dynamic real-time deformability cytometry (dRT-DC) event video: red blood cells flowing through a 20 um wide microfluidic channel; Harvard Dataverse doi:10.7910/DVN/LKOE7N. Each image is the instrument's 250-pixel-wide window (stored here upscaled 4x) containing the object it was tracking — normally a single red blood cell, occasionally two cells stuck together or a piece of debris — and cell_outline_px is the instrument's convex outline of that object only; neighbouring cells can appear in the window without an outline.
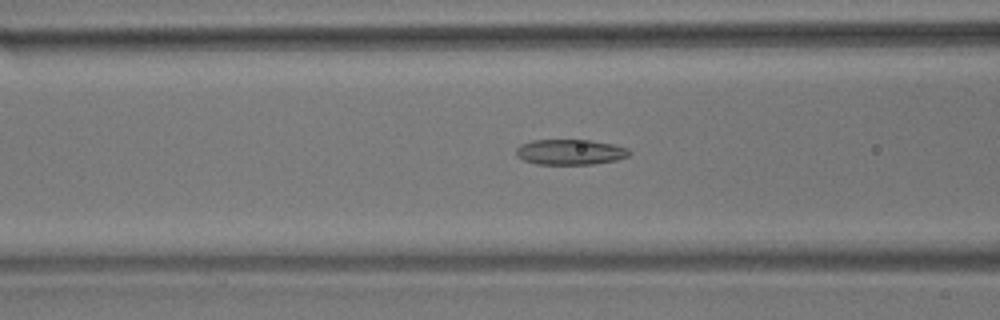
{"species": "common noctule bat (a hibernating species)", "species_latin": "Nyctalus noctula", "temperature_condition": "room temperature", "stored_images_in_passage": 44, "camera_frame_rate_fps": 3000, "um_per_image_px": 0.085, "animal": {"sex": "male", "body_mass_g": 17.9}, "frame": {"image": 1, "passage_image": 21, "time_ms": 6.667, "image_size_px": [1000, 320], "cell_outline_px": [[632, 152], [628, 156], [616, 160], [592, 164], [536, 164], [524, 160], [516, 156], [516, 148], [520, 144], [532, 140], [588, 140], [612, 144], [628, 148]], "centroid_in_image_um": [48.45, 12.92], "position_along_channel_um": 118.2, "area_um2": 16.76}}
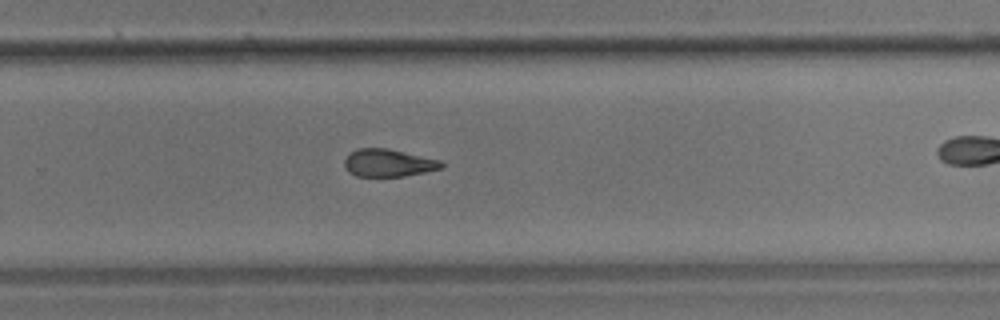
{"frame": {"image": 2, "passage_image": 36, "time_ms": 11.667, "image_size_px": [1000, 320], "cell_outline_px": [[444, 168], [404, 176], [356, 176], [348, 172], [344, 164], [344, 160], [356, 148], [388, 148], [440, 160], [444, 164]], "centroid_in_image_um": [33.02, 13.85], "position_along_channel_um": 296.8, "area_um2": 15.55}}
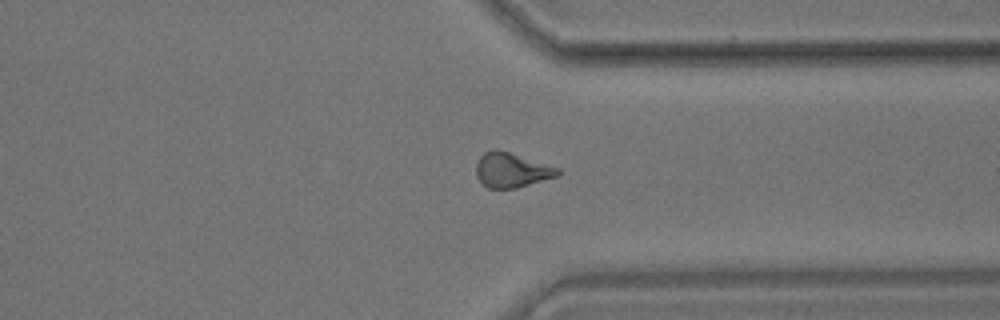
{"frame": {"image": 3, "passage_image": 42, "time_ms": 13.667, "image_size_px": [1000, 320], "cell_outline_px": [[560, 176], [516, 188], [488, 188], [476, 176], [476, 164], [480, 156], [484, 152], [492, 148], [496, 148], [560, 168]], "centroid_in_image_um": [43.5, 14.45], "position_along_channel_um": 367.9, "area_um2": 16.59}}